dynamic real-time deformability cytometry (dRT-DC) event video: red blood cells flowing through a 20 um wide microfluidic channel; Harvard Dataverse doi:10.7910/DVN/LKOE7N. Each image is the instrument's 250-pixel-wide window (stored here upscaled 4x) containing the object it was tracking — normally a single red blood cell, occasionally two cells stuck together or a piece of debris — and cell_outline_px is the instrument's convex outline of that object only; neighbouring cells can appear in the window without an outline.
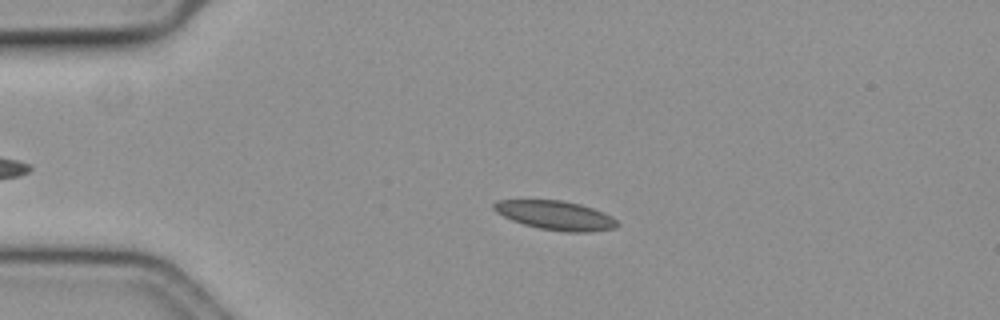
{"species": "common noctule bat (a hibernating species)", "species_latin": "Nyctalus noctula", "temperature_condition": "cold", "stored_images_in_passage": 51, "camera_frame_rate_fps": 3000, "um_per_image_px": 0.085, "animal": {"sex": "female", "body_mass_g": 19.3, "forearm_length_mm": 54.1}, "frame": {"image": 1, "passage_image": 13, "time_ms": 4.0, "image_size_px": [1000, 320], "cell_outline_px": [[620, 224], [616, 228], [588, 232], [564, 232], [540, 228], [524, 224], [512, 220], [496, 212], [492, 208], [492, 204], [496, 200], [564, 200], [580, 204], [604, 212], [612, 216]], "centroid_in_image_um": [47.23, 18.3], "position_along_channel_um": 37.8, "area_um2": 20.98}}
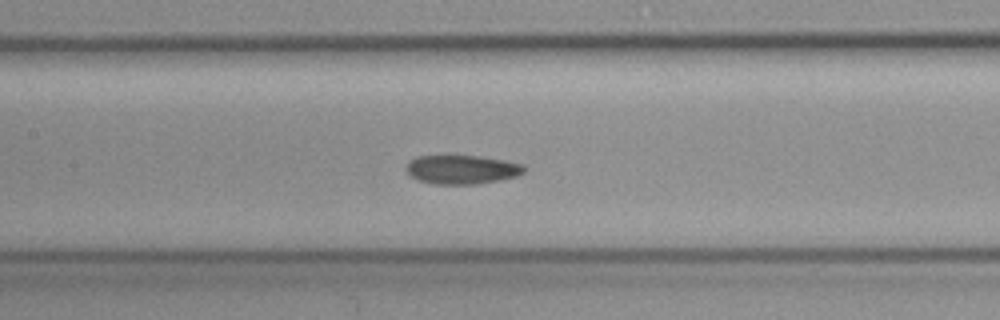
{"frame": {"image": 2, "passage_image": 27, "time_ms": 8.667, "image_size_px": [1000, 320], "cell_outline_px": [[524, 172], [516, 176], [500, 180], [472, 184], [436, 184], [416, 180], [404, 168], [416, 156], [480, 156], [504, 160], [524, 164]], "centroid_in_image_um": [39.26, 14.41], "position_along_channel_um": 168.1, "area_um2": 19.71}}
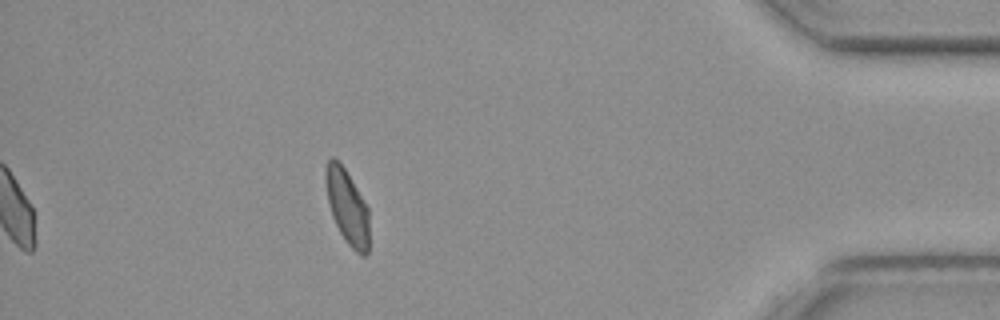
{"frame": {"image": 3, "passage_image": 51, "time_ms": 16.667, "image_size_px": [1000, 320], "cell_outline_px": [[368, 252], [364, 256], [360, 256], [344, 240], [332, 216], [328, 200], [324, 180], [324, 172], [328, 160], [332, 156], [344, 168], [368, 208]], "centroid_in_image_um": [29.49, 17.6], "position_along_channel_um": 405.7, "area_um2": 18.67}, "authors_computed_cell_mechanics": {"area_um2": 19.9988, "velocity_mm_per_s": 3.5949, "shape_relaxation_time_tau1_ms": null, "shape_relaxation_time_tau2_ms": 2.9613, "deformation_change_tau1": null, "deformation_change_tau2": 0.0644}}